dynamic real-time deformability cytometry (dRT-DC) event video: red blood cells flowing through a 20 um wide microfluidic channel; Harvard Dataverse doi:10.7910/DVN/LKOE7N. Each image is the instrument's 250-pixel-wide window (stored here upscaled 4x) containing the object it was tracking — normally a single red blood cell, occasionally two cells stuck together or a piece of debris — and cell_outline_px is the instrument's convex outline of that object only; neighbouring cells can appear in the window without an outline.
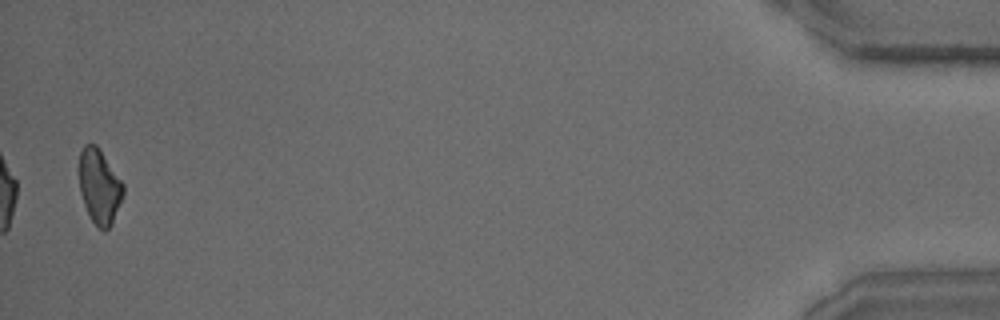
{"species": "common noctule bat (a hibernating species)", "species_latin": "Nyctalus noctula", "temperature_condition": "warm", "stored_images_in_passage": 38, "segment_of_instrument_passage": [2, 2], "camera_frame_rate_fps": 3000, "um_per_image_px": 0.085, "animal": {"sex": "male", "body_mass_g": 15.6}, "frame": {"image": 1, "passage_image": 37, "time_ms": 12.0, "image_size_px": [1000, 320], "cell_outline_px": [[124, 192], [112, 224], [108, 228], [100, 228], [92, 220], [84, 204], [80, 192], [80, 152], [84, 144], [96, 144], [100, 148], [124, 184]], "centroid_in_image_um": [8.46, 15.8], "position_along_channel_um": 426.7, "area_um2": 18.9}}